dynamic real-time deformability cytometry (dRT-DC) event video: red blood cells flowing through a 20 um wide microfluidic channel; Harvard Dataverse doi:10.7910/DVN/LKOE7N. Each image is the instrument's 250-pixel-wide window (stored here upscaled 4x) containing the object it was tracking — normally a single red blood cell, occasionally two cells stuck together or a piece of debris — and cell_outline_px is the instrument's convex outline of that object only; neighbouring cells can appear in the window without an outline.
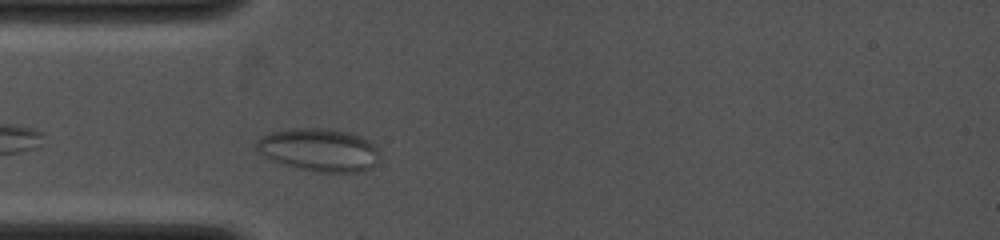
{"species": "common noctule bat (a hibernating species)", "species_latin": "Nyctalus noctula", "temperature_condition": "cold", "stored_images_in_passage": 3, "camera_frame_rate_fps": 4000, "um_per_image_px": 0.085, "animal": {"sex": "female", "body_mass_g": 19.0, "forearm_length_mm": 53.3}, "frame": {"image": 1, "passage_image": 3, "time_ms": 0.75, "image_size_px": [1000, 240], "cell_outline_px": [[376, 160], [368, 168], [360, 172], [320, 172], [296, 168], [272, 160], [264, 156], [256, 148], [256, 140], [272, 132], [292, 128], [332, 128], [352, 132], [376, 144]], "centroid_in_image_um": [27.1, 12.72], "position_along_channel_um": 57.9, "area_um2": 30.63}}